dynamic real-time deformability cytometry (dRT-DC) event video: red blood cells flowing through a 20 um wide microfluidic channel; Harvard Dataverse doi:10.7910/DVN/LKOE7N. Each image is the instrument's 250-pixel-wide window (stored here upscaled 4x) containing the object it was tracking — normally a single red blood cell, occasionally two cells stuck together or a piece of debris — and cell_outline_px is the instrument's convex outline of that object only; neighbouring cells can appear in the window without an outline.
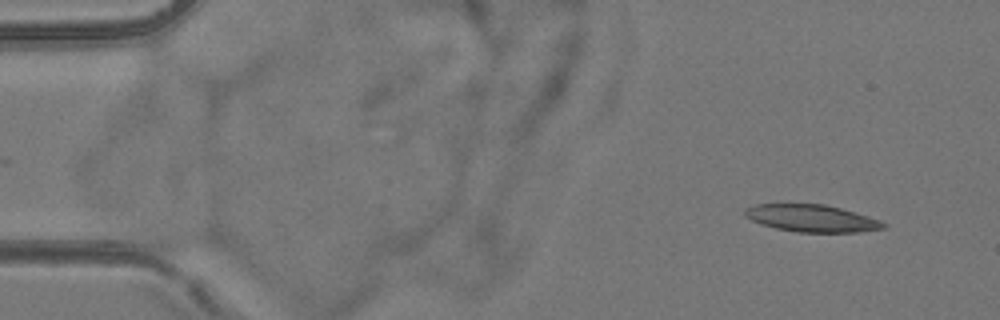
{"species": "common noctule bat (a hibernating species)", "species_latin": "Nyctalus noctula", "temperature_condition": "room temperature", "stored_images_in_passage": 5, "camera_frame_rate_fps": 3000, "um_per_image_px": 0.085, "animal": {"sex": "female", "body_mass_g": 24.6, "forearm_length_mm": 56.2}, "frame": {"image": 1, "passage_image": 1, "time_ms": 0.0, "image_size_px": [1000, 320], "cell_outline_px": [[888, 224], [884, 228], [860, 232], [796, 232], [776, 228], [760, 224], [744, 216], [744, 208], [756, 204], [824, 204], [840, 208], [868, 216], [880, 220]], "centroid_in_image_um": [68.98, 18.55], "position_along_channel_um": 16.0, "area_um2": 21.96}}
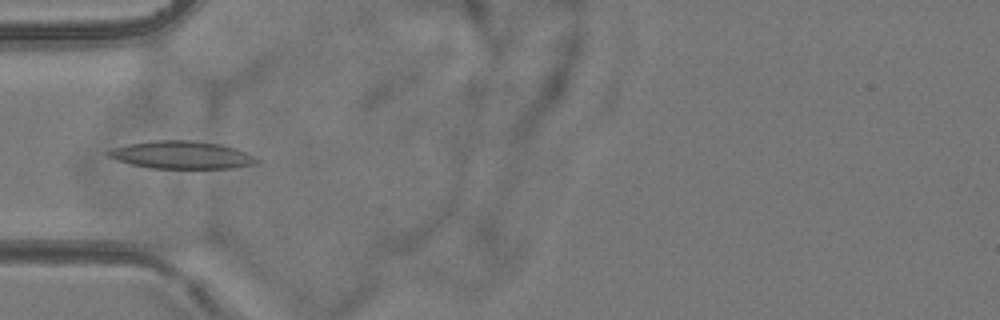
{"frame": {"image": 2, "passage_image": 5, "time_ms": 4.333, "image_size_px": [1000, 320], "cell_outline_px": [[260, 160], [256, 164], [232, 168], [152, 168], [132, 164], [116, 160], [108, 156], [104, 152], [112, 148], [128, 144], [156, 140], [192, 140], [220, 144], [236, 148]], "centroid_in_image_um": [15.42, 13.16], "position_along_channel_um": 69.6, "area_um2": 23.87}}